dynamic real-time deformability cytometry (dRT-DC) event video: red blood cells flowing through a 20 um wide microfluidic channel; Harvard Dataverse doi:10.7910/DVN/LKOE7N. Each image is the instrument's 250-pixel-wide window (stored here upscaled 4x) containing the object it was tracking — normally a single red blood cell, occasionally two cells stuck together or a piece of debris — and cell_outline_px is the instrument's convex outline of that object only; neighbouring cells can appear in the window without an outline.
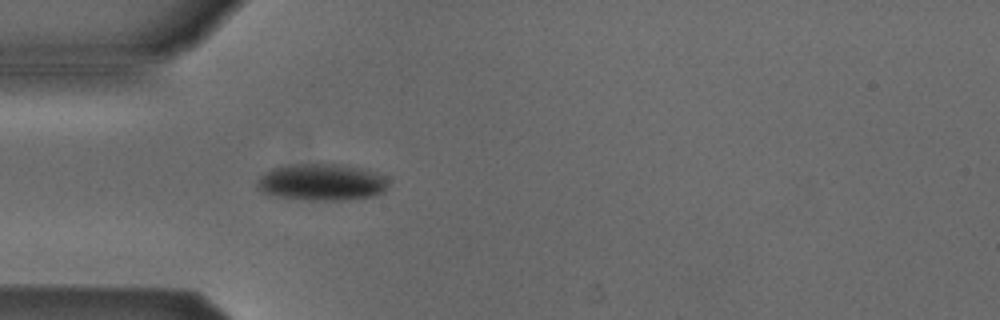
{"species": "Egyptian fruit bat (a non-hibernating species)", "species_latin": "Rousettus aegyptiacus", "temperature_condition": "cold", "stored_images_in_passage": 4, "camera_frame_rate_fps": 3000, "um_per_image_px": 0.085, "animal": {"sex": "male"}, "frame": {"image": 1, "passage_image": 4, "time_ms": 1.0, "image_size_px": [1000, 320], "cell_outline_px": [[384, 192], [372, 196], [348, 200], [312, 200], [276, 196], [260, 192], [256, 184], [256, 180], [260, 176], [272, 168], [292, 164], [336, 164], [360, 168], [384, 176]], "centroid_in_image_um": [27.26, 15.49], "position_along_channel_um": 57.7, "area_um2": 27.74}}